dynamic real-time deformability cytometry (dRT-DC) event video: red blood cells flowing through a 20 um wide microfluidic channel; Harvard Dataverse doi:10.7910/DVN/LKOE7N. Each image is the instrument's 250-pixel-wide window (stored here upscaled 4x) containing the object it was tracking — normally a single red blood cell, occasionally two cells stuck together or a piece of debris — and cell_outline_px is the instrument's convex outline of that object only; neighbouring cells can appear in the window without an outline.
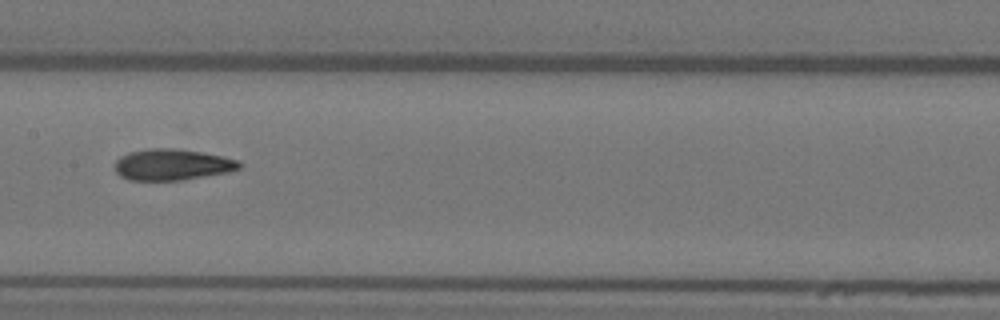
{"species": "Egyptian fruit bat (a non-hibernating species)", "species_latin": "Rousettus aegyptiacus", "temperature_condition": "warm", "stored_images_in_passage": 9, "camera_frame_rate_fps": 3000, "um_per_image_px": 0.085, "animal": {"sex": "female"}, "frame": {"image": 1, "passage_image": 6, "time_ms": 1.667, "image_size_px": [1000, 320], "cell_outline_px": [[244, 164], [240, 168], [228, 172], [180, 180], [128, 180], [120, 176], [116, 172], [116, 160], [120, 156], [128, 152], [148, 148], [172, 148], [200, 152], [220, 156], [236, 160]], "centroid_in_image_um": [14.6, 13.99], "position_along_channel_um": 192.8, "area_um2": 22.48}}
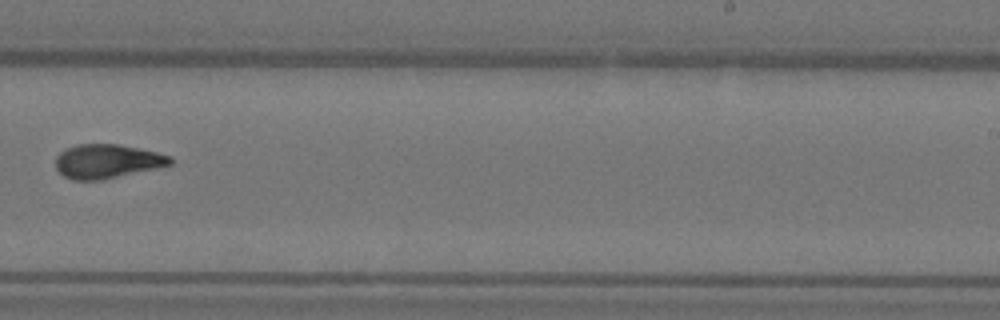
{"frame": {"image": 2, "passage_image": 8, "time_ms": 2.333, "image_size_px": [1000, 320], "cell_outline_px": [[172, 164], [156, 168], [104, 180], [72, 180], [64, 176], [56, 168], [56, 156], [60, 152], [76, 144], [120, 144], [140, 148], [172, 156]], "centroid_in_image_um": [9.11, 13.71], "position_along_channel_um": 279.9, "area_um2": 22.83}}
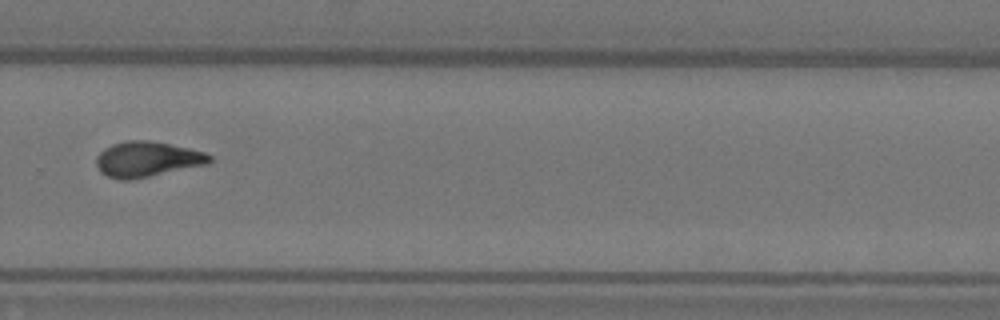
{"frame": {"image": 3, "passage_image": 9, "time_ms": 2.667, "image_size_px": [1000, 320], "cell_outline_px": [[212, 160], [208, 164], [128, 180], [120, 180], [108, 176], [100, 172], [96, 164], [96, 156], [104, 148], [112, 144], [128, 140], [148, 140], [188, 148], [204, 152], [212, 156]], "centroid_in_image_um": [12.48, 13.53], "position_along_channel_um": 317.3, "area_um2": 23.12}}